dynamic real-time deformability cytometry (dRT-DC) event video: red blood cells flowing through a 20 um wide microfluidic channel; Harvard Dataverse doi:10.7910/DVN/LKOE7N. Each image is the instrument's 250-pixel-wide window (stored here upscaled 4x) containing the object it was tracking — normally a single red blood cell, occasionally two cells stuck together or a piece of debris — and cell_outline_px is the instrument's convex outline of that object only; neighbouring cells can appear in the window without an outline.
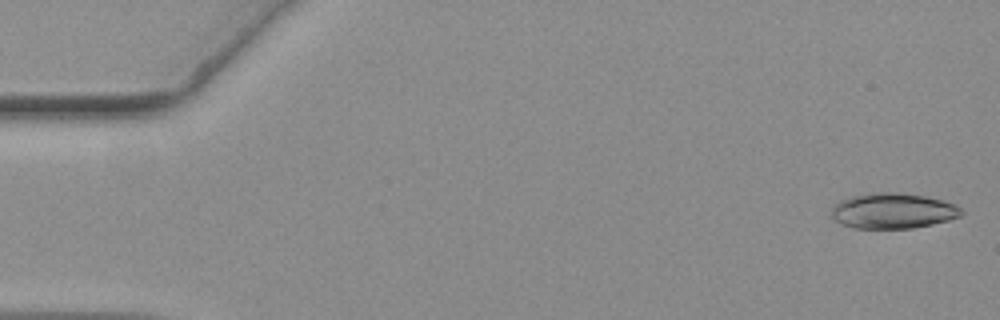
{"species": "common noctule bat (a hibernating species)", "species_latin": "Nyctalus noctula", "temperature_condition": "warm", "stored_images_in_passage": 55, "camera_frame_rate_fps": 3000, "um_per_image_px": 0.085, "animal": {"sex": "female", "body_mass_g": 19.3, "forearm_length_mm": 54.1}, "frame": {"image": 1, "passage_image": 1, "time_ms": 0.0, "image_size_px": [1000, 320], "cell_outline_px": [[964, 212], [960, 216], [948, 220], [932, 224], [912, 228], [856, 228], [840, 224], [832, 216], [832, 208], [840, 200], [852, 196], [872, 192], [896, 192], [924, 196], [944, 200], [956, 204]], "centroid_in_image_um": [75.91, 17.91], "position_along_channel_um": 9.1, "area_um2": 26.82}}
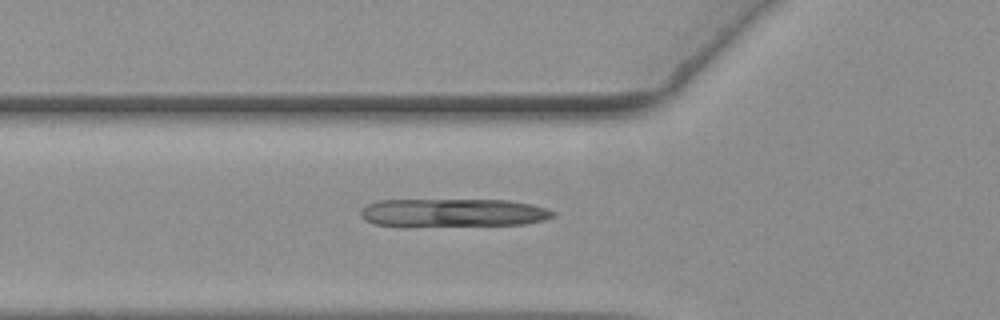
{"frame": {"image": 2, "passage_image": 19, "time_ms": 6.0, "image_size_px": [1000, 320], "cell_outline_px": [[556, 216], [544, 220], [524, 224], [408, 228], [400, 228], [372, 224], [364, 220], [360, 216], [360, 212], [368, 204], [380, 200], [508, 200], [532, 204], [556, 212]], "centroid_in_image_um": [38.44, 18.12], "position_along_channel_um": 87.4, "area_um2": 32.83}}
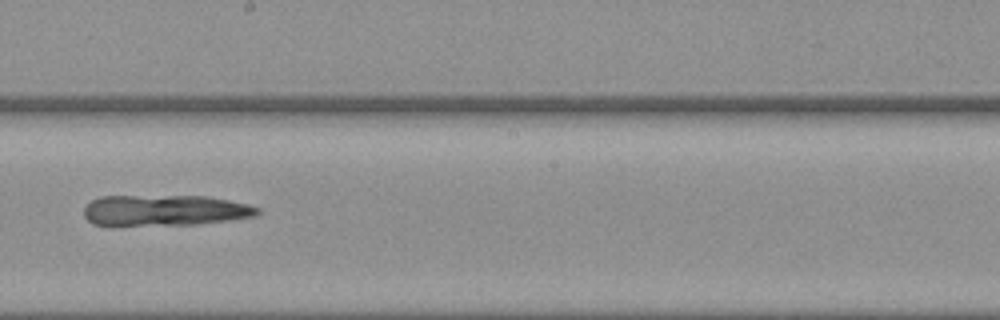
{"frame": {"image": 3, "passage_image": 31, "time_ms": 10.0, "image_size_px": [1000, 320], "cell_outline_px": [[260, 212], [256, 216], [200, 224], [92, 224], [84, 216], [84, 208], [92, 200], [100, 196], [204, 196], [228, 200], [248, 204], [260, 208]], "centroid_in_image_um": [14.04, 17.86], "position_along_channel_um": 234.2, "area_um2": 30.81}}